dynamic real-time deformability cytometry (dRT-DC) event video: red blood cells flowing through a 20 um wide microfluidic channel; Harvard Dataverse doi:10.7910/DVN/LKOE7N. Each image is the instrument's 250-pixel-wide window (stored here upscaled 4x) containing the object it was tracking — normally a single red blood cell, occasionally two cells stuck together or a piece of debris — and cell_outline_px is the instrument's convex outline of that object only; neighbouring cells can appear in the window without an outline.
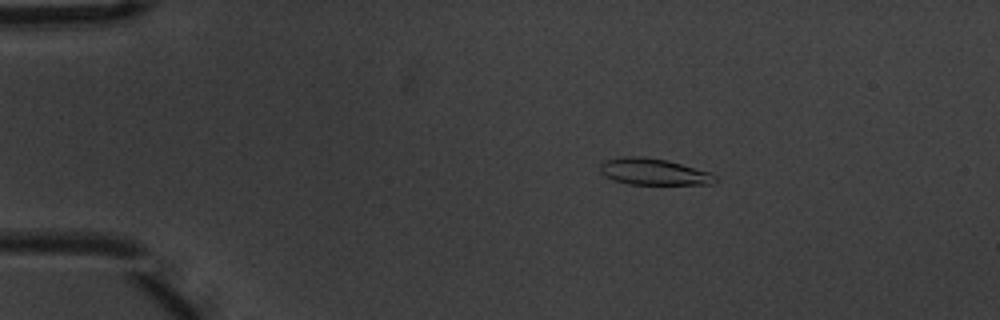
{"species": "common noctule bat (a hibernating species)", "species_latin": "Nyctalus noctula", "temperature_condition": "warm", "stored_images_in_passage": 5, "camera_frame_rate_fps": 3000, "um_per_image_px": 0.085, "animal": {"sex": "male", "body_mass_g": 20.1, "forearm_length_mm": 53.5}, "frame": {"image": 1, "passage_image": 3, "time_ms": 0.667, "image_size_px": [1000, 320], "cell_outline_px": [[716, 180], [712, 184], [628, 184], [612, 180], [604, 176], [600, 172], [600, 164], [604, 160], [624, 156], [640, 156], [668, 160], [712, 172], [716, 176]], "centroid_in_image_um": [55.54, 14.59], "position_along_channel_um": 29.5, "area_um2": 17.98}}